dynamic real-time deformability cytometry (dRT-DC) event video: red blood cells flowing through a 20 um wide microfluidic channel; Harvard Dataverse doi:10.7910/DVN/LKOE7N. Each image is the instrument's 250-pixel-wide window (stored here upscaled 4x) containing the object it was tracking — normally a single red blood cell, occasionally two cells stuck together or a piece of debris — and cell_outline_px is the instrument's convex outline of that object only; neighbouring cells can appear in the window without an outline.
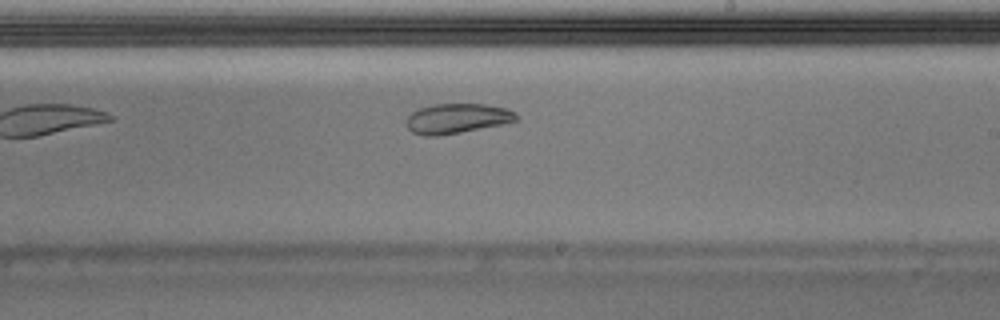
{"species": "Egyptian fruit bat (a non-hibernating species)", "species_latin": "Rousettus aegyptiacus", "temperature_condition": "warm", "stored_images_in_passage": 29, "camera_frame_rate_fps": 3000, "um_per_image_px": 0.085, "animal": {"sex": "male"}, "frame": {"image": 1, "passage_image": 13, "time_ms": 4.0, "image_size_px": [1000, 320], "cell_outline_px": [[520, 120], [504, 124], [460, 132], [436, 136], [424, 136], [412, 132], [408, 128], [408, 116], [412, 112], [420, 108], [436, 104], [484, 104], [504, 108], [516, 112]], "centroid_in_image_um": [38.89, 10.07], "position_along_channel_um": 250.1, "area_um2": 19.02}}